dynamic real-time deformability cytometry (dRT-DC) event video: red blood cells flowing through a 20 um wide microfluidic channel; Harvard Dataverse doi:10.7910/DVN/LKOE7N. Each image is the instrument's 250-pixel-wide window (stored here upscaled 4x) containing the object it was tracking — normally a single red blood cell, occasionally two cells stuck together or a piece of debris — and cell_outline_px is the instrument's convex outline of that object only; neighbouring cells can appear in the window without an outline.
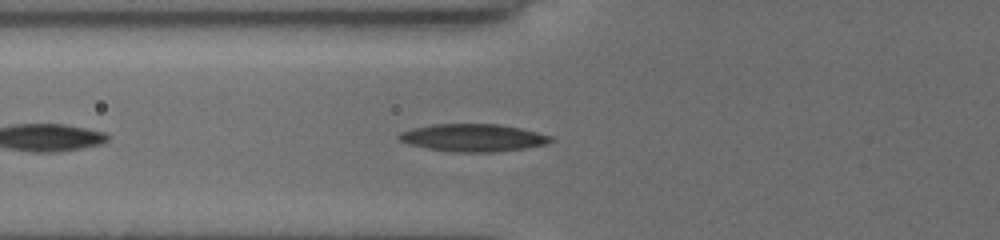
{"species": "common noctule bat (a hibernating species)", "species_latin": "Nyctalus noctula", "temperature_condition": "cold", "stored_images_in_passage": 10, "camera_frame_rate_fps": 3000, "um_per_image_px": 0.085, "animal": {"sex": "female", "body_mass_g": 19.5, "forearm_length_mm": 54.1}, "frame": {"image": 1, "passage_image": 5, "time_ms": 1.333, "image_size_px": [1000, 240], "cell_outline_px": [[552, 140], [548, 144], [524, 148], [492, 152], [452, 152], [428, 148], [408, 144], [400, 140], [396, 136], [400, 132], [412, 128], [432, 124], [496, 124], [520, 128], [552, 136]], "centroid_in_image_um": [40.18, 11.7], "position_along_channel_um": 85.6, "area_um2": 24.28}}